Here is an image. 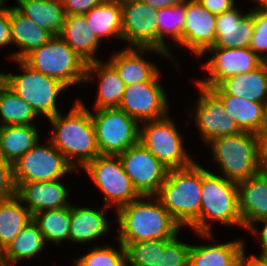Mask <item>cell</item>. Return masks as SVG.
Instances as JSON below:
<instances>
[{
	"instance_id": "obj_1",
	"label": "cell",
	"mask_w": 267,
	"mask_h": 266,
	"mask_svg": "<svg viewBox=\"0 0 267 266\" xmlns=\"http://www.w3.org/2000/svg\"><path fill=\"white\" fill-rule=\"evenodd\" d=\"M73 103L65 117L60 112L48 119L53 127L48 139L74 170L80 171L101 154L90 110L79 98Z\"/></svg>"
},
{
	"instance_id": "obj_2",
	"label": "cell",
	"mask_w": 267,
	"mask_h": 266,
	"mask_svg": "<svg viewBox=\"0 0 267 266\" xmlns=\"http://www.w3.org/2000/svg\"><path fill=\"white\" fill-rule=\"evenodd\" d=\"M116 213L120 243L172 239L182 229L156 196H140Z\"/></svg>"
},
{
	"instance_id": "obj_3",
	"label": "cell",
	"mask_w": 267,
	"mask_h": 266,
	"mask_svg": "<svg viewBox=\"0 0 267 266\" xmlns=\"http://www.w3.org/2000/svg\"><path fill=\"white\" fill-rule=\"evenodd\" d=\"M201 208L198 218L189 226L203 239H212V222L224 226H239L243 221L239 212L238 183L202 167ZM211 223V225H210Z\"/></svg>"
},
{
	"instance_id": "obj_4",
	"label": "cell",
	"mask_w": 267,
	"mask_h": 266,
	"mask_svg": "<svg viewBox=\"0 0 267 266\" xmlns=\"http://www.w3.org/2000/svg\"><path fill=\"white\" fill-rule=\"evenodd\" d=\"M210 147L213 160L222 177L241 182L258 174L265 167V151L258 135L241 132L236 135L213 138Z\"/></svg>"
},
{
	"instance_id": "obj_5",
	"label": "cell",
	"mask_w": 267,
	"mask_h": 266,
	"mask_svg": "<svg viewBox=\"0 0 267 266\" xmlns=\"http://www.w3.org/2000/svg\"><path fill=\"white\" fill-rule=\"evenodd\" d=\"M201 188L202 166L195 161L169 170L156 197L181 227H189L200 214Z\"/></svg>"
},
{
	"instance_id": "obj_6",
	"label": "cell",
	"mask_w": 267,
	"mask_h": 266,
	"mask_svg": "<svg viewBox=\"0 0 267 266\" xmlns=\"http://www.w3.org/2000/svg\"><path fill=\"white\" fill-rule=\"evenodd\" d=\"M22 61L31 69L51 76L67 88L85 84L87 62L83 60L59 35L32 50Z\"/></svg>"
},
{
	"instance_id": "obj_7",
	"label": "cell",
	"mask_w": 267,
	"mask_h": 266,
	"mask_svg": "<svg viewBox=\"0 0 267 266\" xmlns=\"http://www.w3.org/2000/svg\"><path fill=\"white\" fill-rule=\"evenodd\" d=\"M23 74L12 75L0 72V79L21 99L30 105L38 116L47 119L60 113L56 100L67 87L59 80L37 72L22 60H14Z\"/></svg>"
},
{
	"instance_id": "obj_8",
	"label": "cell",
	"mask_w": 267,
	"mask_h": 266,
	"mask_svg": "<svg viewBox=\"0 0 267 266\" xmlns=\"http://www.w3.org/2000/svg\"><path fill=\"white\" fill-rule=\"evenodd\" d=\"M90 115L101 155L118 156L139 143L140 123L122 109L102 108Z\"/></svg>"
},
{
	"instance_id": "obj_9",
	"label": "cell",
	"mask_w": 267,
	"mask_h": 266,
	"mask_svg": "<svg viewBox=\"0 0 267 266\" xmlns=\"http://www.w3.org/2000/svg\"><path fill=\"white\" fill-rule=\"evenodd\" d=\"M174 123L169 115L140 123L139 142L169 170L185 168L195 162Z\"/></svg>"
},
{
	"instance_id": "obj_10",
	"label": "cell",
	"mask_w": 267,
	"mask_h": 266,
	"mask_svg": "<svg viewBox=\"0 0 267 266\" xmlns=\"http://www.w3.org/2000/svg\"><path fill=\"white\" fill-rule=\"evenodd\" d=\"M82 171L87 172L96 187L104 193V207L113 206L117 211L140 197L124 171L119 156L99 155Z\"/></svg>"
},
{
	"instance_id": "obj_11",
	"label": "cell",
	"mask_w": 267,
	"mask_h": 266,
	"mask_svg": "<svg viewBox=\"0 0 267 266\" xmlns=\"http://www.w3.org/2000/svg\"><path fill=\"white\" fill-rule=\"evenodd\" d=\"M40 143L13 164L14 183L54 181L75 171L49 140L45 145Z\"/></svg>"
},
{
	"instance_id": "obj_12",
	"label": "cell",
	"mask_w": 267,
	"mask_h": 266,
	"mask_svg": "<svg viewBox=\"0 0 267 266\" xmlns=\"http://www.w3.org/2000/svg\"><path fill=\"white\" fill-rule=\"evenodd\" d=\"M140 196H156L167 178L166 168L140 142L118 155Z\"/></svg>"
},
{
	"instance_id": "obj_13",
	"label": "cell",
	"mask_w": 267,
	"mask_h": 266,
	"mask_svg": "<svg viewBox=\"0 0 267 266\" xmlns=\"http://www.w3.org/2000/svg\"><path fill=\"white\" fill-rule=\"evenodd\" d=\"M210 54L209 61L203 64L208 75L196 79L195 84L205 88L217 86L222 80L237 74L247 73L259 67L264 61L249 47L221 48L211 46L202 56Z\"/></svg>"
},
{
	"instance_id": "obj_14",
	"label": "cell",
	"mask_w": 267,
	"mask_h": 266,
	"mask_svg": "<svg viewBox=\"0 0 267 266\" xmlns=\"http://www.w3.org/2000/svg\"><path fill=\"white\" fill-rule=\"evenodd\" d=\"M161 82H140L126 85L119 104L127 115L139 123L169 115V101Z\"/></svg>"
},
{
	"instance_id": "obj_15",
	"label": "cell",
	"mask_w": 267,
	"mask_h": 266,
	"mask_svg": "<svg viewBox=\"0 0 267 266\" xmlns=\"http://www.w3.org/2000/svg\"><path fill=\"white\" fill-rule=\"evenodd\" d=\"M122 41L127 47L158 49L157 12L141 0H120Z\"/></svg>"
},
{
	"instance_id": "obj_16",
	"label": "cell",
	"mask_w": 267,
	"mask_h": 266,
	"mask_svg": "<svg viewBox=\"0 0 267 266\" xmlns=\"http://www.w3.org/2000/svg\"><path fill=\"white\" fill-rule=\"evenodd\" d=\"M197 87L200 93L190 116L194 118L202 141L207 144L213 138L241 133L236 122L226 114L222 101L210 89L198 84Z\"/></svg>"
},
{
	"instance_id": "obj_17",
	"label": "cell",
	"mask_w": 267,
	"mask_h": 266,
	"mask_svg": "<svg viewBox=\"0 0 267 266\" xmlns=\"http://www.w3.org/2000/svg\"><path fill=\"white\" fill-rule=\"evenodd\" d=\"M185 23L181 43L200 59L216 39V14L210 13L197 0H186Z\"/></svg>"
},
{
	"instance_id": "obj_18",
	"label": "cell",
	"mask_w": 267,
	"mask_h": 266,
	"mask_svg": "<svg viewBox=\"0 0 267 266\" xmlns=\"http://www.w3.org/2000/svg\"><path fill=\"white\" fill-rule=\"evenodd\" d=\"M161 54L169 59V55L156 48L126 47L113 55L108 62L118 72L120 79L125 85H132L140 82H161L160 70L151 61L143 58L144 52Z\"/></svg>"
},
{
	"instance_id": "obj_19",
	"label": "cell",
	"mask_w": 267,
	"mask_h": 266,
	"mask_svg": "<svg viewBox=\"0 0 267 266\" xmlns=\"http://www.w3.org/2000/svg\"><path fill=\"white\" fill-rule=\"evenodd\" d=\"M15 186L16 196L25 204L32 215L37 212L60 209L71 205V202L68 201L69 189L60 182V179L45 182L15 183Z\"/></svg>"
},
{
	"instance_id": "obj_20",
	"label": "cell",
	"mask_w": 267,
	"mask_h": 266,
	"mask_svg": "<svg viewBox=\"0 0 267 266\" xmlns=\"http://www.w3.org/2000/svg\"><path fill=\"white\" fill-rule=\"evenodd\" d=\"M254 33L250 12H241L236 6L216 16V39L214 47H249Z\"/></svg>"
},
{
	"instance_id": "obj_21",
	"label": "cell",
	"mask_w": 267,
	"mask_h": 266,
	"mask_svg": "<svg viewBox=\"0 0 267 266\" xmlns=\"http://www.w3.org/2000/svg\"><path fill=\"white\" fill-rule=\"evenodd\" d=\"M239 212L243 228L267 218V168L238 183Z\"/></svg>"
},
{
	"instance_id": "obj_22",
	"label": "cell",
	"mask_w": 267,
	"mask_h": 266,
	"mask_svg": "<svg viewBox=\"0 0 267 266\" xmlns=\"http://www.w3.org/2000/svg\"><path fill=\"white\" fill-rule=\"evenodd\" d=\"M95 75L99 82L94 109L119 107L126 85L118 72L108 61L100 59L87 64L84 82H93Z\"/></svg>"
},
{
	"instance_id": "obj_23",
	"label": "cell",
	"mask_w": 267,
	"mask_h": 266,
	"mask_svg": "<svg viewBox=\"0 0 267 266\" xmlns=\"http://www.w3.org/2000/svg\"><path fill=\"white\" fill-rule=\"evenodd\" d=\"M59 36L87 63L99 61L95 52L102 41L92 31L85 14L65 15Z\"/></svg>"
},
{
	"instance_id": "obj_24",
	"label": "cell",
	"mask_w": 267,
	"mask_h": 266,
	"mask_svg": "<svg viewBox=\"0 0 267 266\" xmlns=\"http://www.w3.org/2000/svg\"><path fill=\"white\" fill-rule=\"evenodd\" d=\"M244 251L242 239L214 245H191L188 266H242Z\"/></svg>"
},
{
	"instance_id": "obj_25",
	"label": "cell",
	"mask_w": 267,
	"mask_h": 266,
	"mask_svg": "<svg viewBox=\"0 0 267 266\" xmlns=\"http://www.w3.org/2000/svg\"><path fill=\"white\" fill-rule=\"evenodd\" d=\"M106 208L98 209L71 205V227L69 241L77 244L92 242L111 229L106 219ZM105 211V212H104Z\"/></svg>"
},
{
	"instance_id": "obj_26",
	"label": "cell",
	"mask_w": 267,
	"mask_h": 266,
	"mask_svg": "<svg viewBox=\"0 0 267 266\" xmlns=\"http://www.w3.org/2000/svg\"><path fill=\"white\" fill-rule=\"evenodd\" d=\"M12 45L20 50L10 55L11 60H22L32 50L45 44L52 35L21 14L15 7H9Z\"/></svg>"
},
{
	"instance_id": "obj_27",
	"label": "cell",
	"mask_w": 267,
	"mask_h": 266,
	"mask_svg": "<svg viewBox=\"0 0 267 266\" xmlns=\"http://www.w3.org/2000/svg\"><path fill=\"white\" fill-rule=\"evenodd\" d=\"M223 103L226 114L242 132L258 135L263 123L264 103L226 95L218 86L209 88Z\"/></svg>"
},
{
	"instance_id": "obj_28",
	"label": "cell",
	"mask_w": 267,
	"mask_h": 266,
	"mask_svg": "<svg viewBox=\"0 0 267 266\" xmlns=\"http://www.w3.org/2000/svg\"><path fill=\"white\" fill-rule=\"evenodd\" d=\"M217 86L226 95L265 104L267 102V67L263 62L254 70L222 80Z\"/></svg>"
},
{
	"instance_id": "obj_29",
	"label": "cell",
	"mask_w": 267,
	"mask_h": 266,
	"mask_svg": "<svg viewBox=\"0 0 267 266\" xmlns=\"http://www.w3.org/2000/svg\"><path fill=\"white\" fill-rule=\"evenodd\" d=\"M35 124L0 126V158L14 164L40 141Z\"/></svg>"
},
{
	"instance_id": "obj_30",
	"label": "cell",
	"mask_w": 267,
	"mask_h": 266,
	"mask_svg": "<svg viewBox=\"0 0 267 266\" xmlns=\"http://www.w3.org/2000/svg\"><path fill=\"white\" fill-rule=\"evenodd\" d=\"M18 4L14 7L21 14L30 18L52 36L59 35L65 18L61 0H22Z\"/></svg>"
},
{
	"instance_id": "obj_31",
	"label": "cell",
	"mask_w": 267,
	"mask_h": 266,
	"mask_svg": "<svg viewBox=\"0 0 267 266\" xmlns=\"http://www.w3.org/2000/svg\"><path fill=\"white\" fill-rule=\"evenodd\" d=\"M85 16L92 31L100 40L114 38L122 41L120 0H104L88 11Z\"/></svg>"
},
{
	"instance_id": "obj_32",
	"label": "cell",
	"mask_w": 267,
	"mask_h": 266,
	"mask_svg": "<svg viewBox=\"0 0 267 266\" xmlns=\"http://www.w3.org/2000/svg\"><path fill=\"white\" fill-rule=\"evenodd\" d=\"M46 245L45 238L32 220L5 246L3 260L10 266H15L19 261L30 260L42 254Z\"/></svg>"
},
{
	"instance_id": "obj_33",
	"label": "cell",
	"mask_w": 267,
	"mask_h": 266,
	"mask_svg": "<svg viewBox=\"0 0 267 266\" xmlns=\"http://www.w3.org/2000/svg\"><path fill=\"white\" fill-rule=\"evenodd\" d=\"M186 0L182 1L173 7L161 8L157 12L158 24V49L166 52L169 55V60L174 63V67L179 70V62L175 56L169 51V45L165 43V37L172 38L175 46H178L182 41L183 26L185 23ZM177 44V45H176ZM171 53V54H170Z\"/></svg>"
},
{
	"instance_id": "obj_34",
	"label": "cell",
	"mask_w": 267,
	"mask_h": 266,
	"mask_svg": "<svg viewBox=\"0 0 267 266\" xmlns=\"http://www.w3.org/2000/svg\"><path fill=\"white\" fill-rule=\"evenodd\" d=\"M32 220V213L16 195L0 201V241L2 245L5 247L9 244Z\"/></svg>"
},
{
	"instance_id": "obj_35",
	"label": "cell",
	"mask_w": 267,
	"mask_h": 266,
	"mask_svg": "<svg viewBox=\"0 0 267 266\" xmlns=\"http://www.w3.org/2000/svg\"><path fill=\"white\" fill-rule=\"evenodd\" d=\"M0 117V126H8L32 125L39 116L0 79Z\"/></svg>"
},
{
	"instance_id": "obj_36",
	"label": "cell",
	"mask_w": 267,
	"mask_h": 266,
	"mask_svg": "<svg viewBox=\"0 0 267 266\" xmlns=\"http://www.w3.org/2000/svg\"><path fill=\"white\" fill-rule=\"evenodd\" d=\"M46 242L60 245L63 241L69 242L71 225V205L60 209L45 210L33 215Z\"/></svg>"
},
{
	"instance_id": "obj_37",
	"label": "cell",
	"mask_w": 267,
	"mask_h": 266,
	"mask_svg": "<svg viewBox=\"0 0 267 266\" xmlns=\"http://www.w3.org/2000/svg\"><path fill=\"white\" fill-rule=\"evenodd\" d=\"M115 249L109 244L94 247L84 256L74 259V266H126L125 247L119 242Z\"/></svg>"
},
{
	"instance_id": "obj_38",
	"label": "cell",
	"mask_w": 267,
	"mask_h": 266,
	"mask_svg": "<svg viewBox=\"0 0 267 266\" xmlns=\"http://www.w3.org/2000/svg\"><path fill=\"white\" fill-rule=\"evenodd\" d=\"M121 244L126 251V266H159V239Z\"/></svg>"
},
{
	"instance_id": "obj_39",
	"label": "cell",
	"mask_w": 267,
	"mask_h": 266,
	"mask_svg": "<svg viewBox=\"0 0 267 266\" xmlns=\"http://www.w3.org/2000/svg\"><path fill=\"white\" fill-rule=\"evenodd\" d=\"M172 239H159V266H188L191 244Z\"/></svg>"
},
{
	"instance_id": "obj_40",
	"label": "cell",
	"mask_w": 267,
	"mask_h": 266,
	"mask_svg": "<svg viewBox=\"0 0 267 266\" xmlns=\"http://www.w3.org/2000/svg\"><path fill=\"white\" fill-rule=\"evenodd\" d=\"M254 23V33L249 48L263 61L267 58V11L255 6L249 9Z\"/></svg>"
},
{
	"instance_id": "obj_41",
	"label": "cell",
	"mask_w": 267,
	"mask_h": 266,
	"mask_svg": "<svg viewBox=\"0 0 267 266\" xmlns=\"http://www.w3.org/2000/svg\"><path fill=\"white\" fill-rule=\"evenodd\" d=\"M16 195L13 178V164L0 158V201Z\"/></svg>"
},
{
	"instance_id": "obj_42",
	"label": "cell",
	"mask_w": 267,
	"mask_h": 266,
	"mask_svg": "<svg viewBox=\"0 0 267 266\" xmlns=\"http://www.w3.org/2000/svg\"><path fill=\"white\" fill-rule=\"evenodd\" d=\"M65 15L86 14L104 0H61Z\"/></svg>"
},
{
	"instance_id": "obj_43",
	"label": "cell",
	"mask_w": 267,
	"mask_h": 266,
	"mask_svg": "<svg viewBox=\"0 0 267 266\" xmlns=\"http://www.w3.org/2000/svg\"><path fill=\"white\" fill-rule=\"evenodd\" d=\"M12 45L9 7L5 3L0 5V48Z\"/></svg>"
},
{
	"instance_id": "obj_44",
	"label": "cell",
	"mask_w": 267,
	"mask_h": 266,
	"mask_svg": "<svg viewBox=\"0 0 267 266\" xmlns=\"http://www.w3.org/2000/svg\"><path fill=\"white\" fill-rule=\"evenodd\" d=\"M210 13L221 14L235 7V0H197Z\"/></svg>"
},
{
	"instance_id": "obj_45",
	"label": "cell",
	"mask_w": 267,
	"mask_h": 266,
	"mask_svg": "<svg viewBox=\"0 0 267 266\" xmlns=\"http://www.w3.org/2000/svg\"><path fill=\"white\" fill-rule=\"evenodd\" d=\"M259 223L262 224L260 231L259 229H257L258 227H256ZM247 230L259 237L260 245L262 248V251L259 255L267 256V218L256 221Z\"/></svg>"
},
{
	"instance_id": "obj_46",
	"label": "cell",
	"mask_w": 267,
	"mask_h": 266,
	"mask_svg": "<svg viewBox=\"0 0 267 266\" xmlns=\"http://www.w3.org/2000/svg\"><path fill=\"white\" fill-rule=\"evenodd\" d=\"M242 266H267V256L252 255L247 257L244 251L242 256Z\"/></svg>"
},
{
	"instance_id": "obj_47",
	"label": "cell",
	"mask_w": 267,
	"mask_h": 266,
	"mask_svg": "<svg viewBox=\"0 0 267 266\" xmlns=\"http://www.w3.org/2000/svg\"><path fill=\"white\" fill-rule=\"evenodd\" d=\"M153 9L159 10L161 8L173 7L180 4L184 0H141Z\"/></svg>"
},
{
	"instance_id": "obj_48",
	"label": "cell",
	"mask_w": 267,
	"mask_h": 266,
	"mask_svg": "<svg viewBox=\"0 0 267 266\" xmlns=\"http://www.w3.org/2000/svg\"><path fill=\"white\" fill-rule=\"evenodd\" d=\"M258 136L261 140L263 150L265 151L267 149V102L264 104L263 123Z\"/></svg>"
},
{
	"instance_id": "obj_49",
	"label": "cell",
	"mask_w": 267,
	"mask_h": 266,
	"mask_svg": "<svg viewBox=\"0 0 267 266\" xmlns=\"http://www.w3.org/2000/svg\"><path fill=\"white\" fill-rule=\"evenodd\" d=\"M256 5L267 11V0H258Z\"/></svg>"
},
{
	"instance_id": "obj_50",
	"label": "cell",
	"mask_w": 267,
	"mask_h": 266,
	"mask_svg": "<svg viewBox=\"0 0 267 266\" xmlns=\"http://www.w3.org/2000/svg\"><path fill=\"white\" fill-rule=\"evenodd\" d=\"M4 251H5V247L2 245L0 241V260H3Z\"/></svg>"
},
{
	"instance_id": "obj_51",
	"label": "cell",
	"mask_w": 267,
	"mask_h": 266,
	"mask_svg": "<svg viewBox=\"0 0 267 266\" xmlns=\"http://www.w3.org/2000/svg\"><path fill=\"white\" fill-rule=\"evenodd\" d=\"M0 266H10V265L4 260H0Z\"/></svg>"
},
{
	"instance_id": "obj_52",
	"label": "cell",
	"mask_w": 267,
	"mask_h": 266,
	"mask_svg": "<svg viewBox=\"0 0 267 266\" xmlns=\"http://www.w3.org/2000/svg\"><path fill=\"white\" fill-rule=\"evenodd\" d=\"M265 167L267 168V149L265 150Z\"/></svg>"
},
{
	"instance_id": "obj_53",
	"label": "cell",
	"mask_w": 267,
	"mask_h": 266,
	"mask_svg": "<svg viewBox=\"0 0 267 266\" xmlns=\"http://www.w3.org/2000/svg\"><path fill=\"white\" fill-rule=\"evenodd\" d=\"M264 63H265V65H266V67H267V58L264 60Z\"/></svg>"
},
{
	"instance_id": "obj_54",
	"label": "cell",
	"mask_w": 267,
	"mask_h": 266,
	"mask_svg": "<svg viewBox=\"0 0 267 266\" xmlns=\"http://www.w3.org/2000/svg\"><path fill=\"white\" fill-rule=\"evenodd\" d=\"M4 3V0H0V5Z\"/></svg>"
}]
</instances>
